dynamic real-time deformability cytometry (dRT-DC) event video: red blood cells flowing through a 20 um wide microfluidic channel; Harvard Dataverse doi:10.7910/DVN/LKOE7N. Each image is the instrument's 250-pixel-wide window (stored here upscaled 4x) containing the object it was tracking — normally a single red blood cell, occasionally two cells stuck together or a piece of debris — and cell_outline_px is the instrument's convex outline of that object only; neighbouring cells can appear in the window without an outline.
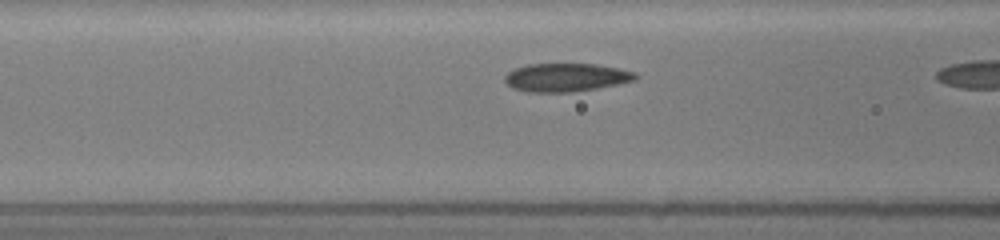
{"species": "common noctule bat (a hibernating species)", "species_latin": "Nyctalus noctula", "temperature_condition": "room temperature", "stored_images_in_passage": 8, "camera_frame_rate_fps": 3000, "um_per_image_px": 0.085, "animal": {"sex": "female", "body_mass_g": 19.5, "forearm_length_mm": 54.1}, "frame": {"image": 1, "passage_image": 7, "time_ms": 1.667, "image_size_px": [1000, 240], "cell_outline_px": [[640, 76], [636, 80], [596, 88], [572, 92], [528, 92], [512, 88], [504, 80], [504, 76], [508, 72], [516, 68], [528, 64], [596, 64], [636, 72]], "centroid_in_image_um": [48.11, 6.58], "position_along_channel_um": 118.5, "area_um2": 21.5}}